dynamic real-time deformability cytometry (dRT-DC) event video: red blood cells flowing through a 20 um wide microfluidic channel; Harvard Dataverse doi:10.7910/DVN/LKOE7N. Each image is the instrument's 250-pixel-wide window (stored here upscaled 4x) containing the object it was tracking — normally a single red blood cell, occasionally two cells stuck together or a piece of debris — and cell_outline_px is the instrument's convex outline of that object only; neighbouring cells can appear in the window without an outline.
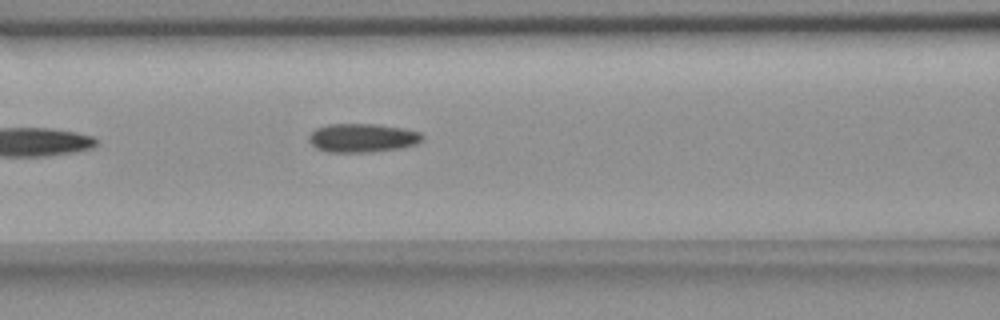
{"species": "common noctule bat (a hibernating species)", "species_latin": "Nyctalus noctula", "temperature_condition": "room temperature", "stored_images_in_passage": 7, "camera_frame_rate_fps": 3000, "um_per_image_px": 0.085, "animal": {"sex": "female", "body_mass_g": 18.4}, "frame": {"image": 1, "passage_image": 7, "time_ms": 7.667, "image_size_px": [1000, 320], "cell_outline_px": [[424, 140], [416, 144], [400, 148], [368, 152], [328, 152], [316, 148], [308, 140], [308, 136], [316, 128], [328, 124], [376, 124], [404, 128], [420, 132], [424, 136]], "centroid_in_image_um": [30.82, 11.72], "position_along_channel_um": 135.8, "area_um2": 19.07}}